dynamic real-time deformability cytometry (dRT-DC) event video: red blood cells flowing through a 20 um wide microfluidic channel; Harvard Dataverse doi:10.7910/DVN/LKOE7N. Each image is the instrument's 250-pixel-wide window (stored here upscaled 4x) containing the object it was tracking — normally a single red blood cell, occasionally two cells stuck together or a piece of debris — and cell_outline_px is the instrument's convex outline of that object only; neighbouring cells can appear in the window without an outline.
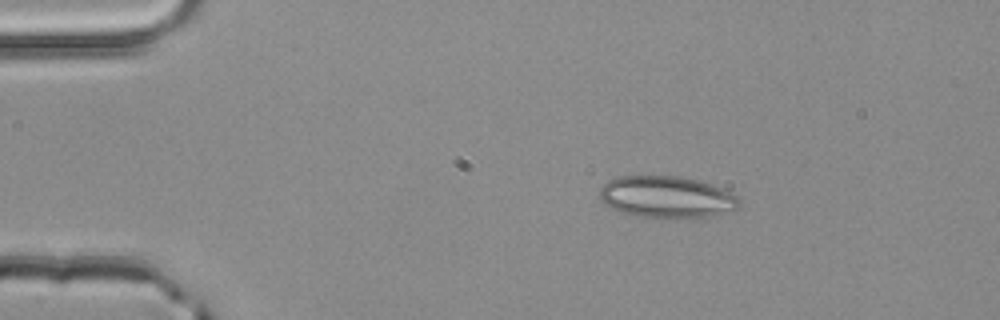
{"species": "common noctule bat (a hibernating species)", "species_latin": "Nyctalus noctula", "temperature_condition": "room temperature", "stored_images_in_passage": 43, "camera_frame_rate_fps": 3000, "um_per_image_px": 0.085, "animal": {"sex": "male", "body_mass_g": 20.4}, "frame": {"image": 1, "passage_image": 1, "time_ms": 0.0, "image_size_px": [1000, 320], "cell_outline_px": [[740, 208], [716, 216], [640, 216], [624, 212], [612, 208], [604, 204], [600, 200], [600, 188], [608, 180], [620, 176], [680, 176], [700, 180], [712, 184], [736, 196], [740, 200]], "centroid_in_image_um": [56.68, 16.72], "position_along_channel_um": 28.3, "area_um2": 33.52}}
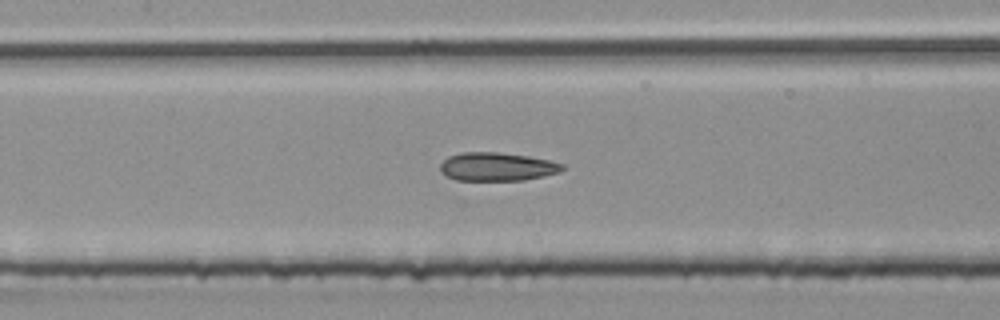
{"frame": {"image": 2, "passage_image": 16, "time_ms": 5.0, "image_size_px": [1000, 320], "cell_outline_px": [[564, 168], [560, 172], [544, 176], [524, 180], [456, 180], [440, 172], [440, 164], [448, 156], [460, 152], [496, 152], [528, 156], [548, 160], [564, 164]], "centroid_in_image_um": [42.24, 14.17], "position_along_channel_um": 165.2, "area_um2": 20.23}}
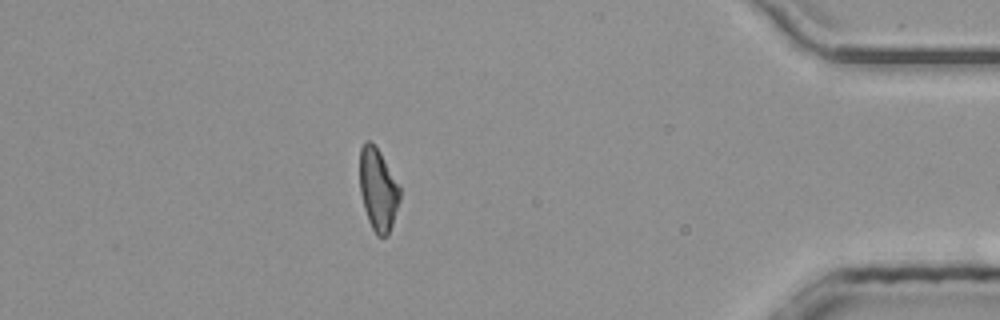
{"frame": {"image": 3, "passage_image": 37, "time_ms": 12.0, "image_size_px": [1000, 320], "cell_outline_px": [[400, 200], [388, 236], [376, 236], [368, 220], [364, 208], [360, 192], [360, 148], [368, 140], [372, 140], [380, 152], [400, 188]], "centroid_in_image_um": [32.12, 16.12], "position_along_channel_um": 403.1, "area_um2": 19.13}, "authors_computed_cell_mechanics": {"area_um2": 20.2878, "velocity_mm_per_s": 4.0519, "shape_relaxation_time_tau1_ms": null, "shape_relaxation_time_tau2_ms": 3.8166, "deformation_change_tau1": null, "deformation_change_tau2": 0.1056}}